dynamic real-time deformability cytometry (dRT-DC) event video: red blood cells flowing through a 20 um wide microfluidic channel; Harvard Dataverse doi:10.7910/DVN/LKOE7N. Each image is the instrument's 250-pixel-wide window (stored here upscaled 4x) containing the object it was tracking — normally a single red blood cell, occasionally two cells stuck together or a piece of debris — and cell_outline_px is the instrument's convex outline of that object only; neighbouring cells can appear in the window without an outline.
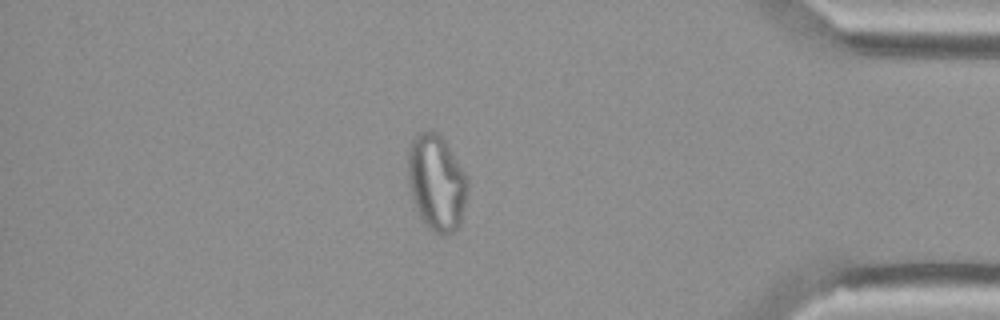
{"species": "Egyptian fruit bat (a non-hibernating species)", "species_latin": "Rousettus aegyptiacus", "temperature_condition": "cold", "stored_images_in_passage": 56, "camera_frame_rate_fps": 3000, "um_per_image_px": 0.085, "animal": {"sex": "female"}, "frame": {"image": 1, "passage_image": 48, "time_ms": 15.667, "image_size_px": [1000, 320], "cell_outline_px": [[468, 188], [460, 228], [448, 236], [440, 236], [428, 228], [424, 224], [416, 208], [408, 184], [408, 148], [412, 140], [420, 132], [428, 128], [432, 128], [448, 144], [468, 176]], "centroid_in_image_um": [37.13, 15.54], "position_along_channel_um": 398.1, "area_um2": 34.16}}